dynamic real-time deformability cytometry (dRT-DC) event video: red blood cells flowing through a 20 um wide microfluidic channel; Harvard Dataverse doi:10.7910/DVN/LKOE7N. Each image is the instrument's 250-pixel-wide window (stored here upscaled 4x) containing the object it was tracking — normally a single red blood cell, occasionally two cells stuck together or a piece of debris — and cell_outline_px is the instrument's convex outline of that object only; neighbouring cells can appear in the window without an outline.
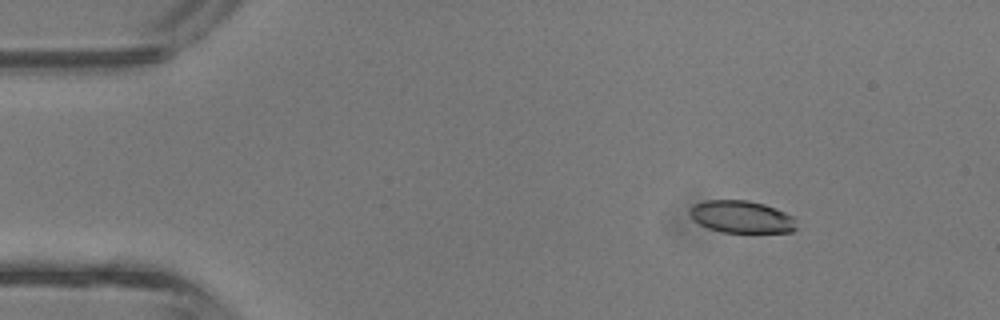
{"species": "common noctule bat (a hibernating species)", "species_latin": "Nyctalus noctula", "temperature_condition": "room temperature", "stored_images_in_passage": 43, "camera_frame_rate_fps": 3000, "um_per_image_px": 0.085, "animal": {"sex": "male", "body_mass_g": 13.3}, "frame": {"image": 1, "passage_image": 6, "time_ms": 1.667, "image_size_px": [1000, 320], "cell_outline_px": [[796, 228], [792, 232], [724, 232], [708, 228], [692, 220], [688, 212], [688, 208], [704, 200], [748, 200], [764, 204], [776, 208], [792, 216], [796, 220]], "centroid_in_image_um": [63.01, 18.42], "position_along_channel_um": 22.0, "area_um2": 20.17}}
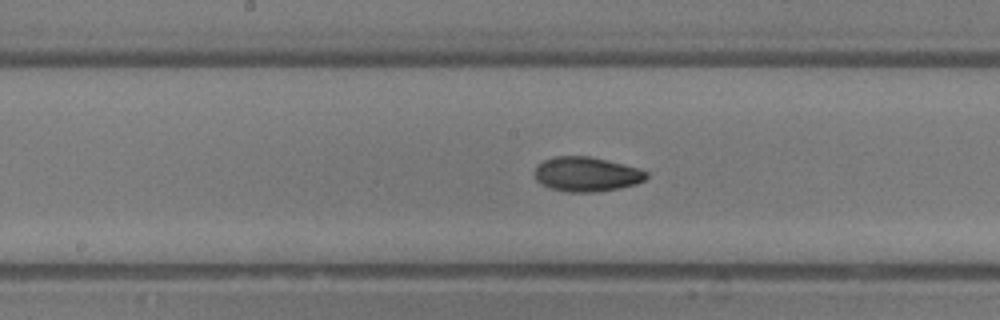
{"frame": {"image": 2, "passage_image": 22, "time_ms": 7.0, "image_size_px": [1000, 320], "cell_outline_px": [[648, 176], [644, 180], [636, 184], [620, 188], [592, 192], [568, 192], [552, 188], [540, 184], [536, 180], [532, 172], [536, 164], [544, 160], [556, 156], [588, 156], [636, 168], [648, 172]], "centroid_in_image_um": [49.78, 14.81], "position_along_channel_um": 198.4, "area_um2": 22.43}}
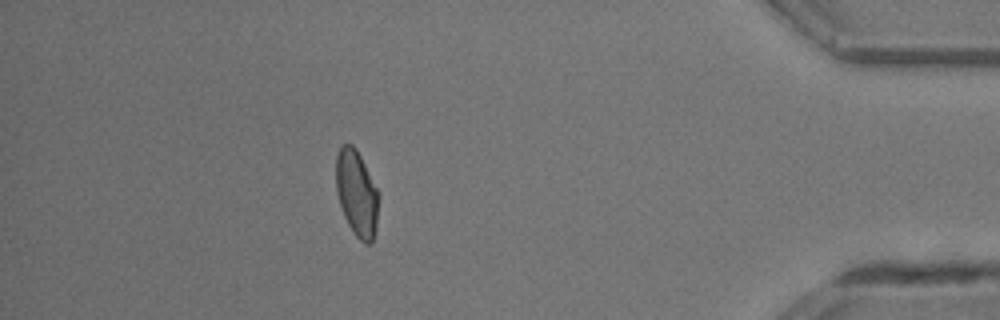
{"frame": {"image": 3, "passage_image": 38, "time_ms": 12.333, "image_size_px": [1000, 320], "cell_outline_px": [[380, 196], [376, 224], [372, 244], [364, 244], [356, 236], [348, 224], [344, 216], [336, 192], [336, 156], [340, 148], [344, 144], [352, 144], [356, 148], [380, 192]], "centroid_in_image_um": [30.34, 16.43], "position_along_channel_um": 404.9, "area_um2": 21.62}, "authors_computed_cell_mechanics": {"area_um2": 21.6172, "velocity_mm_per_s": 4.8297, "shape_relaxation_time_tau1_ms": 2.9296, "shape_relaxation_time_tau2_ms": 1.9861, "deformation_change_tau1": 0.1206, "deformation_change_tau2": 0.0649}}